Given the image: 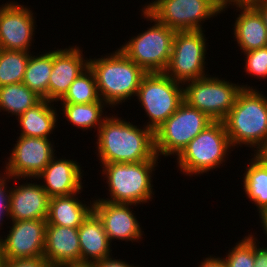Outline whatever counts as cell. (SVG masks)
I'll use <instances>...</instances> for the list:
<instances>
[{"instance_id":"1","label":"cell","mask_w":267,"mask_h":267,"mask_svg":"<svg viewBox=\"0 0 267 267\" xmlns=\"http://www.w3.org/2000/svg\"><path fill=\"white\" fill-rule=\"evenodd\" d=\"M144 127L138 128L116 116H106L96 135L100 162L109 164L151 160L156 155L154 132Z\"/></svg>"},{"instance_id":"2","label":"cell","mask_w":267,"mask_h":267,"mask_svg":"<svg viewBox=\"0 0 267 267\" xmlns=\"http://www.w3.org/2000/svg\"><path fill=\"white\" fill-rule=\"evenodd\" d=\"M100 99L114 107L136 96L143 77L147 74L120 49L109 56L89 59Z\"/></svg>"},{"instance_id":"3","label":"cell","mask_w":267,"mask_h":267,"mask_svg":"<svg viewBox=\"0 0 267 267\" xmlns=\"http://www.w3.org/2000/svg\"><path fill=\"white\" fill-rule=\"evenodd\" d=\"M223 123L232 147L258 149L267 138V97L257 89H242Z\"/></svg>"},{"instance_id":"4","label":"cell","mask_w":267,"mask_h":267,"mask_svg":"<svg viewBox=\"0 0 267 267\" xmlns=\"http://www.w3.org/2000/svg\"><path fill=\"white\" fill-rule=\"evenodd\" d=\"M158 156L151 160L130 163L103 164L102 174L106 175L111 203L143 204L147 203L154 195L152 183V171H155Z\"/></svg>"},{"instance_id":"5","label":"cell","mask_w":267,"mask_h":267,"mask_svg":"<svg viewBox=\"0 0 267 267\" xmlns=\"http://www.w3.org/2000/svg\"><path fill=\"white\" fill-rule=\"evenodd\" d=\"M231 148L223 121H213L177 156L178 167L189 176L207 173L226 161Z\"/></svg>"},{"instance_id":"6","label":"cell","mask_w":267,"mask_h":267,"mask_svg":"<svg viewBox=\"0 0 267 267\" xmlns=\"http://www.w3.org/2000/svg\"><path fill=\"white\" fill-rule=\"evenodd\" d=\"M142 14L155 24L137 37H131L120 50L146 73H164L170 61L176 31L154 20L144 9Z\"/></svg>"},{"instance_id":"7","label":"cell","mask_w":267,"mask_h":267,"mask_svg":"<svg viewBox=\"0 0 267 267\" xmlns=\"http://www.w3.org/2000/svg\"><path fill=\"white\" fill-rule=\"evenodd\" d=\"M186 84L183 88L184 102L205 113L213 121H223L242 89H252L211 75L189 80Z\"/></svg>"},{"instance_id":"8","label":"cell","mask_w":267,"mask_h":267,"mask_svg":"<svg viewBox=\"0 0 267 267\" xmlns=\"http://www.w3.org/2000/svg\"><path fill=\"white\" fill-rule=\"evenodd\" d=\"M212 122L213 120L205 113L183 101L178 109L154 131L156 155L178 156L187 144Z\"/></svg>"},{"instance_id":"9","label":"cell","mask_w":267,"mask_h":267,"mask_svg":"<svg viewBox=\"0 0 267 267\" xmlns=\"http://www.w3.org/2000/svg\"><path fill=\"white\" fill-rule=\"evenodd\" d=\"M182 85L165 73H147L143 77L136 95L150 119L143 126L154 132L178 109L184 101Z\"/></svg>"},{"instance_id":"10","label":"cell","mask_w":267,"mask_h":267,"mask_svg":"<svg viewBox=\"0 0 267 267\" xmlns=\"http://www.w3.org/2000/svg\"><path fill=\"white\" fill-rule=\"evenodd\" d=\"M143 9L175 31L202 30L203 21L221 13L212 0H155Z\"/></svg>"},{"instance_id":"11","label":"cell","mask_w":267,"mask_h":267,"mask_svg":"<svg viewBox=\"0 0 267 267\" xmlns=\"http://www.w3.org/2000/svg\"><path fill=\"white\" fill-rule=\"evenodd\" d=\"M203 32V29L175 32L170 61L164 71L171 79L186 85L189 80L208 76L204 70L207 39Z\"/></svg>"},{"instance_id":"12","label":"cell","mask_w":267,"mask_h":267,"mask_svg":"<svg viewBox=\"0 0 267 267\" xmlns=\"http://www.w3.org/2000/svg\"><path fill=\"white\" fill-rule=\"evenodd\" d=\"M6 162L5 172L12 179L36 178L54 157L49 138L19 136Z\"/></svg>"},{"instance_id":"13","label":"cell","mask_w":267,"mask_h":267,"mask_svg":"<svg viewBox=\"0 0 267 267\" xmlns=\"http://www.w3.org/2000/svg\"><path fill=\"white\" fill-rule=\"evenodd\" d=\"M9 234L3 240L5 260L43 257L46 219L12 221Z\"/></svg>"},{"instance_id":"14","label":"cell","mask_w":267,"mask_h":267,"mask_svg":"<svg viewBox=\"0 0 267 267\" xmlns=\"http://www.w3.org/2000/svg\"><path fill=\"white\" fill-rule=\"evenodd\" d=\"M30 8L15 2L0 7V48L4 50L30 51L35 29Z\"/></svg>"},{"instance_id":"15","label":"cell","mask_w":267,"mask_h":267,"mask_svg":"<svg viewBox=\"0 0 267 267\" xmlns=\"http://www.w3.org/2000/svg\"><path fill=\"white\" fill-rule=\"evenodd\" d=\"M93 212L98 216L107 233L108 240L112 239L138 241L143 235L141 227L129 206L135 204L111 203L105 200H94ZM131 210V211H130Z\"/></svg>"},{"instance_id":"16","label":"cell","mask_w":267,"mask_h":267,"mask_svg":"<svg viewBox=\"0 0 267 267\" xmlns=\"http://www.w3.org/2000/svg\"><path fill=\"white\" fill-rule=\"evenodd\" d=\"M79 47L53 51V68L48 84V101H60L73 81L88 67Z\"/></svg>"},{"instance_id":"17","label":"cell","mask_w":267,"mask_h":267,"mask_svg":"<svg viewBox=\"0 0 267 267\" xmlns=\"http://www.w3.org/2000/svg\"><path fill=\"white\" fill-rule=\"evenodd\" d=\"M44 168L36 179H44L42 188L50 198L81 193L82 172L80 165L69 159H54Z\"/></svg>"},{"instance_id":"18","label":"cell","mask_w":267,"mask_h":267,"mask_svg":"<svg viewBox=\"0 0 267 267\" xmlns=\"http://www.w3.org/2000/svg\"><path fill=\"white\" fill-rule=\"evenodd\" d=\"M43 257L52 267L81 261L78 228L47 224Z\"/></svg>"},{"instance_id":"19","label":"cell","mask_w":267,"mask_h":267,"mask_svg":"<svg viewBox=\"0 0 267 267\" xmlns=\"http://www.w3.org/2000/svg\"><path fill=\"white\" fill-rule=\"evenodd\" d=\"M49 200L41 184L29 182L11 188L9 218L12 221L46 219Z\"/></svg>"},{"instance_id":"20","label":"cell","mask_w":267,"mask_h":267,"mask_svg":"<svg viewBox=\"0 0 267 267\" xmlns=\"http://www.w3.org/2000/svg\"><path fill=\"white\" fill-rule=\"evenodd\" d=\"M78 235L81 261L96 262L110 256L111 243L101 220L93 211L78 227Z\"/></svg>"},{"instance_id":"21","label":"cell","mask_w":267,"mask_h":267,"mask_svg":"<svg viewBox=\"0 0 267 267\" xmlns=\"http://www.w3.org/2000/svg\"><path fill=\"white\" fill-rule=\"evenodd\" d=\"M238 8L241 12L233 25V34L242 52L266 47L267 28L259 12L253 6Z\"/></svg>"},{"instance_id":"22","label":"cell","mask_w":267,"mask_h":267,"mask_svg":"<svg viewBox=\"0 0 267 267\" xmlns=\"http://www.w3.org/2000/svg\"><path fill=\"white\" fill-rule=\"evenodd\" d=\"M79 193L56 196L49 200L47 224L64 227L78 228L82 222L93 211V204L90 207L78 200Z\"/></svg>"},{"instance_id":"23","label":"cell","mask_w":267,"mask_h":267,"mask_svg":"<svg viewBox=\"0 0 267 267\" xmlns=\"http://www.w3.org/2000/svg\"><path fill=\"white\" fill-rule=\"evenodd\" d=\"M46 99L19 115L17 120L21 128L20 136L48 138L56 126L58 114L56 108Z\"/></svg>"},{"instance_id":"24","label":"cell","mask_w":267,"mask_h":267,"mask_svg":"<svg viewBox=\"0 0 267 267\" xmlns=\"http://www.w3.org/2000/svg\"><path fill=\"white\" fill-rule=\"evenodd\" d=\"M52 68L53 50L39 56L30 55L22 83L42 99L48 100V84Z\"/></svg>"},{"instance_id":"25","label":"cell","mask_w":267,"mask_h":267,"mask_svg":"<svg viewBox=\"0 0 267 267\" xmlns=\"http://www.w3.org/2000/svg\"><path fill=\"white\" fill-rule=\"evenodd\" d=\"M249 162L243 177L247 197L258 207V212L267 209V165L257 157Z\"/></svg>"},{"instance_id":"26","label":"cell","mask_w":267,"mask_h":267,"mask_svg":"<svg viewBox=\"0 0 267 267\" xmlns=\"http://www.w3.org/2000/svg\"><path fill=\"white\" fill-rule=\"evenodd\" d=\"M42 98L25 84L17 83L0 87V111L4 110L18 117L38 104Z\"/></svg>"},{"instance_id":"27","label":"cell","mask_w":267,"mask_h":267,"mask_svg":"<svg viewBox=\"0 0 267 267\" xmlns=\"http://www.w3.org/2000/svg\"><path fill=\"white\" fill-rule=\"evenodd\" d=\"M63 113L67 120L75 127L81 129H90L102 125L103 120L106 118L103 114V107L107 105L105 102H92L88 104H71L62 103ZM103 116V117H102Z\"/></svg>"},{"instance_id":"28","label":"cell","mask_w":267,"mask_h":267,"mask_svg":"<svg viewBox=\"0 0 267 267\" xmlns=\"http://www.w3.org/2000/svg\"><path fill=\"white\" fill-rule=\"evenodd\" d=\"M30 55L29 51L0 48V87L23 82Z\"/></svg>"},{"instance_id":"29","label":"cell","mask_w":267,"mask_h":267,"mask_svg":"<svg viewBox=\"0 0 267 267\" xmlns=\"http://www.w3.org/2000/svg\"><path fill=\"white\" fill-rule=\"evenodd\" d=\"M60 101L71 104L103 102L98 93L95 76L89 66L73 81Z\"/></svg>"},{"instance_id":"30","label":"cell","mask_w":267,"mask_h":267,"mask_svg":"<svg viewBox=\"0 0 267 267\" xmlns=\"http://www.w3.org/2000/svg\"><path fill=\"white\" fill-rule=\"evenodd\" d=\"M227 267L254 266V238L249 234L236 243V246L223 258Z\"/></svg>"},{"instance_id":"31","label":"cell","mask_w":267,"mask_h":267,"mask_svg":"<svg viewBox=\"0 0 267 267\" xmlns=\"http://www.w3.org/2000/svg\"><path fill=\"white\" fill-rule=\"evenodd\" d=\"M245 72L259 79L267 78V46L244 52Z\"/></svg>"},{"instance_id":"32","label":"cell","mask_w":267,"mask_h":267,"mask_svg":"<svg viewBox=\"0 0 267 267\" xmlns=\"http://www.w3.org/2000/svg\"><path fill=\"white\" fill-rule=\"evenodd\" d=\"M5 176V177H4ZM11 177L7 175H0V225L2 224L1 221L4 219L2 217L7 216L10 214V195L11 190L7 189V183L9 182ZM9 179V180H7ZM7 180V181H6ZM6 212V213H5ZM5 214V215H4Z\"/></svg>"},{"instance_id":"33","label":"cell","mask_w":267,"mask_h":267,"mask_svg":"<svg viewBox=\"0 0 267 267\" xmlns=\"http://www.w3.org/2000/svg\"><path fill=\"white\" fill-rule=\"evenodd\" d=\"M3 267H52L44 257L5 260Z\"/></svg>"},{"instance_id":"34","label":"cell","mask_w":267,"mask_h":267,"mask_svg":"<svg viewBox=\"0 0 267 267\" xmlns=\"http://www.w3.org/2000/svg\"><path fill=\"white\" fill-rule=\"evenodd\" d=\"M254 266L253 267H267V247H259L256 244L257 239L254 237Z\"/></svg>"},{"instance_id":"35","label":"cell","mask_w":267,"mask_h":267,"mask_svg":"<svg viewBox=\"0 0 267 267\" xmlns=\"http://www.w3.org/2000/svg\"><path fill=\"white\" fill-rule=\"evenodd\" d=\"M261 0H216V5L220 8L221 12L225 11L230 4L236 7H248L254 6Z\"/></svg>"},{"instance_id":"36","label":"cell","mask_w":267,"mask_h":267,"mask_svg":"<svg viewBox=\"0 0 267 267\" xmlns=\"http://www.w3.org/2000/svg\"><path fill=\"white\" fill-rule=\"evenodd\" d=\"M95 267H135L133 265H129L120 259H115L111 256L105 258L103 260H99L95 262ZM138 267V266H137Z\"/></svg>"},{"instance_id":"37","label":"cell","mask_w":267,"mask_h":267,"mask_svg":"<svg viewBox=\"0 0 267 267\" xmlns=\"http://www.w3.org/2000/svg\"><path fill=\"white\" fill-rule=\"evenodd\" d=\"M199 267H227L226 262L221 257L214 258L212 256L206 257L204 261L201 262Z\"/></svg>"},{"instance_id":"38","label":"cell","mask_w":267,"mask_h":267,"mask_svg":"<svg viewBox=\"0 0 267 267\" xmlns=\"http://www.w3.org/2000/svg\"><path fill=\"white\" fill-rule=\"evenodd\" d=\"M255 151L254 156L257 157L263 164L267 165V138L257 150L255 149Z\"/></svg>"},{"instance_id":"39","label":"cell","mask_w":267,"mask_h":267,"mask_svg":"<svg viewBox=\"0 0 267 267\" xmlns=\"http://www.w3.org/2000/svg\"><path fill=\"white\" fill-rule=\"evenodd\" d=\"M261 15L263 22L267 28V0H261L253 6Z\"/></svg>"},{"instance_id":"40","label":"cell","mask_w":267,"mask_h":267,"mask_svg":"<svg viewBox=\"0 0 267 267\" xmlns=\"http://www.w3.org/2000/svg\"><path fill=\"white\" fill-rule=\"evenodd\" d=\"M59 267H95V262L77 261L60 265Z\"/></svg>"},{"instance_id":"41","label":"cell","mask_w":267,"mask_h":267,"mask_svg":"<svg viewBox=\"0 0 267 267\" xmlns=\"http://www.w3.org/2000/svg\"><path fill=\"white\" fill-rule=\"evenodd\" d=\"M259 217L262 219L260 220L262 223V227L264 228L263 230L265 231V234L267 236V209L259 212Z\"/></svg>"},{"instance_id":"42","label":"cell","mask_w":267,"mask_h":267,"mask_svg":"<svg viewBox=\"0 0 267 267\" xmlns=\"http://www.w3.org/2000/svg\"><path fill=\"white\" fill-rule=\"evenodd\" d=\"M1 238L0 236V267H3L5 259L3 255V240Z\"/></svg>"}]
</instances>
